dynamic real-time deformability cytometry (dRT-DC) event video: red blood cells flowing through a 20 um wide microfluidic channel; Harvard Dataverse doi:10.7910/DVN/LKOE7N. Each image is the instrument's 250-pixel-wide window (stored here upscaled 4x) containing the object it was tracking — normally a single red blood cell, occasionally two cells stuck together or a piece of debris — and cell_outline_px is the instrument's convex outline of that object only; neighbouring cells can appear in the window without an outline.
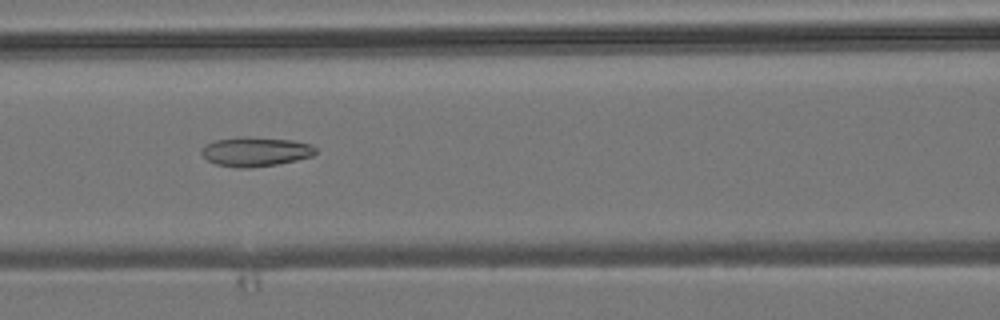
{"species": "common noctule bat (a hibernating species)", "species_latin": "Nyctalus noctula", "temperature_condition": "room temperature", "stored_images_in_passage": 6, "camera_frame_rate_fps": 3000, "um_per_image_px": 0.085, "animal": {"sex": "male", "body_mass_g": 19.2, "forearm_length_mm": 51.8}, "frame": {"image": 1, "passage_image": 4, "time_ms": 3.333, "image_size_px": [1000, 320], "cell_outline_px": [[316, 152], [312, 156], [296, 160], [276, 164], [248, 168], [236, 168], [216, 164], [208, 160], [200, 152], [204, 144], [216, 140], [236, 136], [244, 136], [292, 140], [312, 144], [316, 148]], "centroid_in_image_um": [21.7, 12.88], "position_along_channel_um": 144.9, "area_um2": 19.65}}
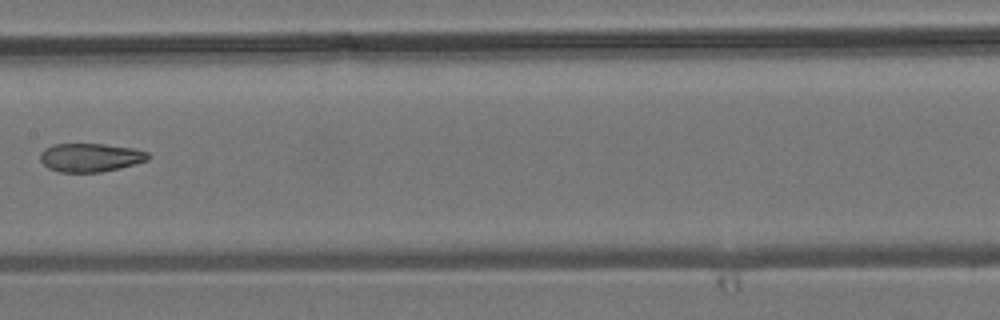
{"frame": {"image": 2, "passage_image": 5, "time_ms": 4.667, "image_size_px": [1000, 320], "cell_outline_px": [[152, 156], [148, 160], [136, 164], [120, 168], [100, 172], [60, 172], [48, 168], [40, 160], [40, 152], [44, 148], [52, 144], [104, 144], [132, 148], [148, 152]], "centroid_in_image_um": [7.69, 13.38], "position_along_channel_um": 199.7, "area_um2": 18.09}}
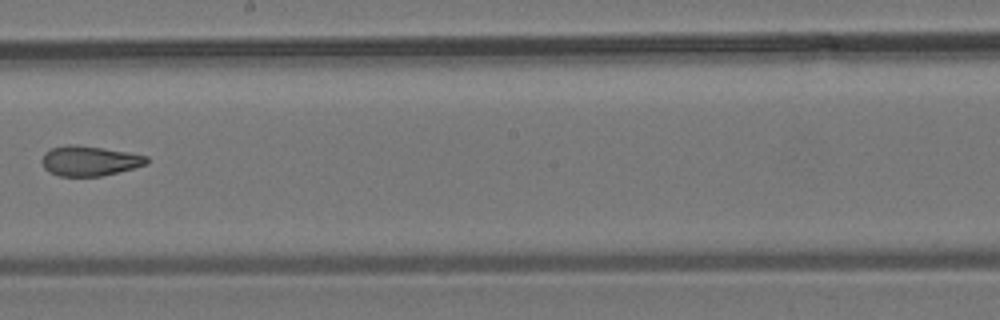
{"frame": {"image": 3, "passage_image": 6, "time_ms": 5.667, "image_size_px": [1000, 320], "cell_outline_px": [[148, 164], [100, 176], [60, 176], [44, 168], [40, 160], [44, 152], [52, 148], [68, 144], [76, 144], [104, 148], [128, 152], [148, 156]], "centroid_in_image_um": [7.59, 13.66], "position_along_channel_um": 240.6, "area_um2": 18.26}}